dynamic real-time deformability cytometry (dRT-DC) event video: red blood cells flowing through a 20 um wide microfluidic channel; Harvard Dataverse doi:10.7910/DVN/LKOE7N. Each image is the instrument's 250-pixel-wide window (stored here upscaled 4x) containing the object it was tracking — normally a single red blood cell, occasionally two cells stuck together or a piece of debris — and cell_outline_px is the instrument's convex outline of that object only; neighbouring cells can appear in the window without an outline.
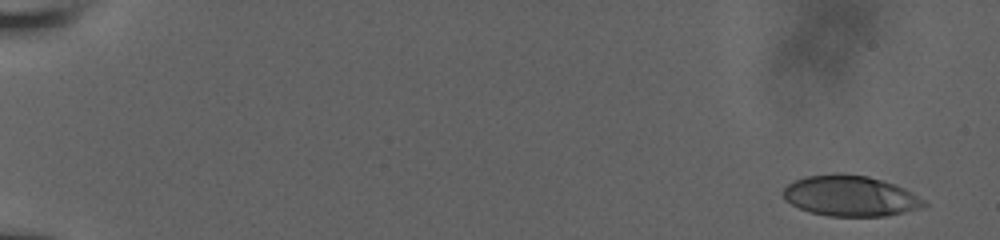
{"species": "human", "species_latin": "Homo sapiens", "temperature_condition": "room temperature", "stored_images_in_passage": 21, "camera_frame_rate_fps": 3000, "um_per_image_px": 0.085, "donor": {"sex": "male"}, "frame": {"image": 1, "passage_image": 1, "time_ms": 0.0, "image_size_px": [1000, 240], "cell_outline_px": [[928, 204], [920, 208], [904, 212], [884, 216], [828, 216], [812, 212], [800, 208], [784, 200], [784, 188], [788, 184], [796, 180], [808, 176], [836, 172], [868, 176], [904, 188], [924, 200]], "centroid_in_image_um": [72.27, 16.65], "position_along_channel_um": 12.7, "area_um2": 33.06}}
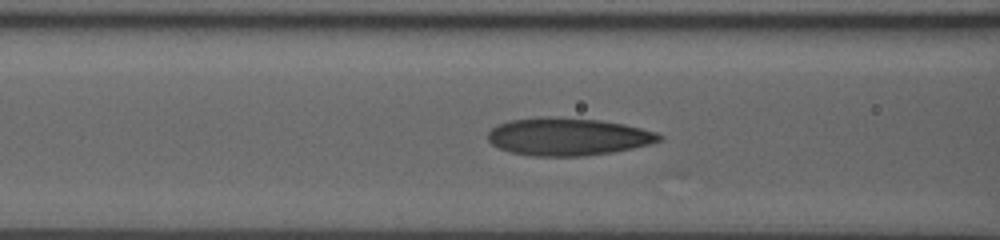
{"frame": {"image": 2, "passage_image": 15, "time_ms": 7.667, "image_size_px": [1000, 240], "cell_outline_px": [[664, 136], [660, 140], [648, 144], [632, 148], [612, 152], [580, 156], [532, 156], [512, 152], [500, 148], [492, 144], [488, 140], [488, 132], [496, 124], [508, 120], [540, 116], [548, 116], [600, 120], [624, 124], [656, 132]], "centroid_in_image_um": [48.23, 11.6], "position_along_channel_um": 118.4, "area_um2": 37.57}}
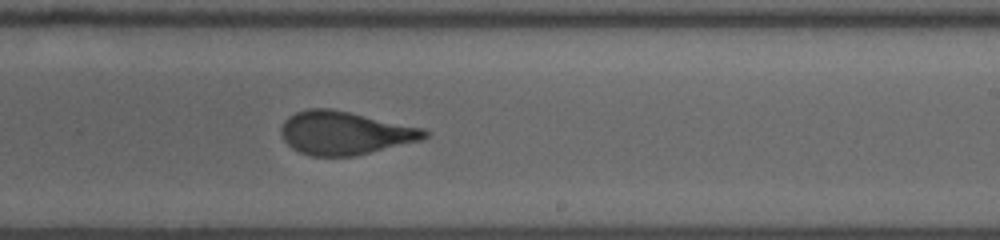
{"frame": {"image": 3, "passage_image": 21, "time_ms": 11.333, "image_size_px": [1000, 240], "cell_outline_px": [[428, 136], [420, 140], [356, 156], [312, 156], [300, 152], [292, 148], [284, 140], [280, 132], [280, 128], [284, 120], [288, 116], [296, 112], [308, 108], [328, 108], [348, 112], [424, 128], [428, 132]], "centroid_in_image_um": [29.27, 11.3], "position_along_channel_um": 259.7, "area_um2": 36.01}}